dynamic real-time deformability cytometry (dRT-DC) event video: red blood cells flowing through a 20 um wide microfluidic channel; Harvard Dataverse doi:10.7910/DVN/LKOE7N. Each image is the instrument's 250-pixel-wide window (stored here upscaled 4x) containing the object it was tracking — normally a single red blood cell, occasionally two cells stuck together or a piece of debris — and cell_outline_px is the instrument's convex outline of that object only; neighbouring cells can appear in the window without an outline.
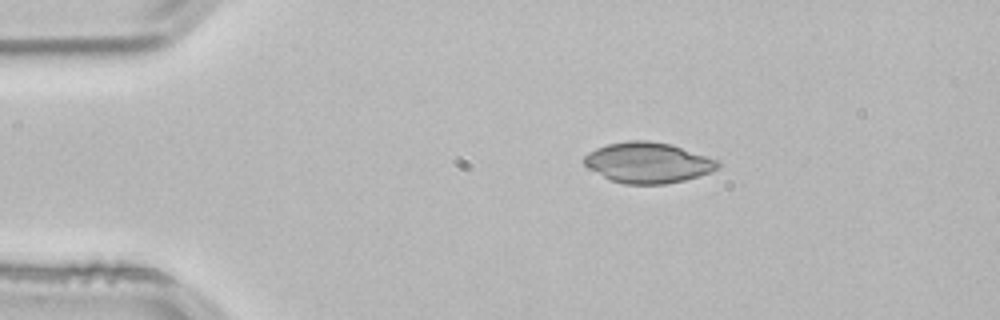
{"species": "common noctule bat (a hibernating species)", "species_latin": "Nyctalus noctula", "temperature_condition": "room temperature", "stored_images_in_passage": 44, "camera_frame_rate_fps": 3000, "um_per_image_px": 0.085, "animal": {"sex": "male", "body_mass_g": 21.5, "forearm_length_mm": 52.0}, "frame": {"image": 1, "passage_image": 1, "time_ms": 0.0, "image_size_px": [1000, 320], "cell_outline_px": [[720, 164], [716, 168], [700, 176], [684, 180], [664, 184], [624, 184], [612, 180], [588, 168], [584, 164], [584, 156], [588, 152], [596, 148], [608, 144], [628, 140], [648, 140], [672, 144], [720, 160]], "centroid_in_image_um": [55.08, 13.81], "position_along_channel_um": 29.9, "area_um2": 31.62}}
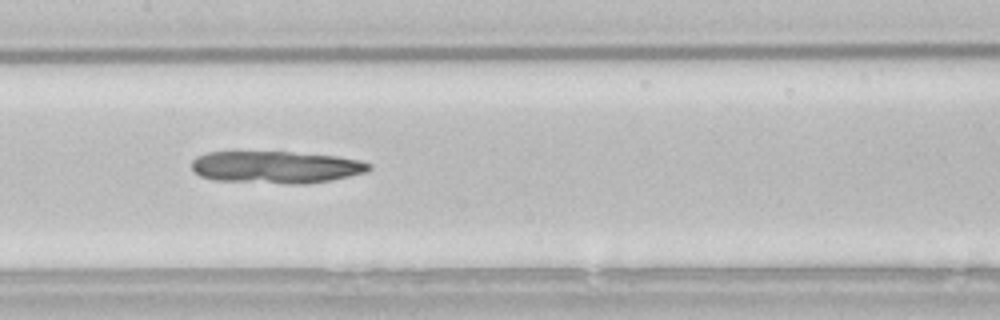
{"frame": {"image": 2, "passage_image": 17, "time_ms": 5.333, "image_size_px": [1000, 320], "cell_outline_px": [[372, 168], [368, 172], [332, 180], [308, 184], [288, 184], [212, 180], [200, 176], [192, 168], [192, 160], [196, 156], [208, 152], [292, 152], [336, 156], [360, 160], [372, 164]], "centroid_in_image_um": [23.49, 14.22], "position_along_channel_um": 183.9, "area_um2": 33.58}}
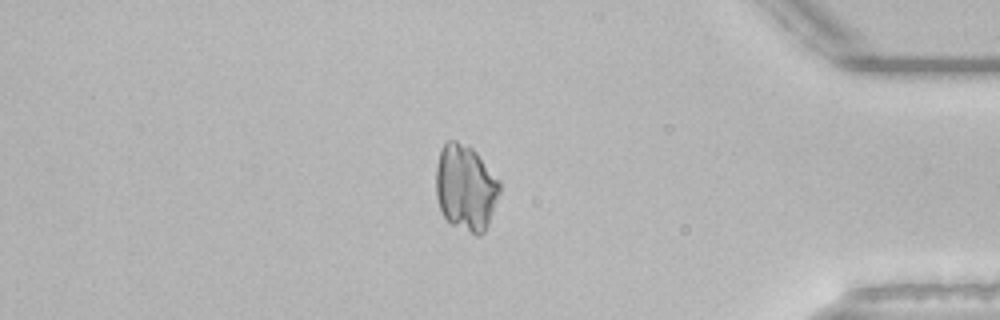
{"frame": {"image": 3, "passage_image": 36, "time_ms": 11.667, "image_size_px": [1000, 320], "cell_outline_px": [[500, 192], [488, 224], [484, 232], [480, 236], [476, 236], [452, 224], [444, 216], [440, 208], [436, 196], [436, 168], [440, 148], [448, 140], [456, 140], [468, 144], [476, 152], [500, 180]], "centroid_in_image_um": [39.58, 15.93], "position_along_channel_um": 395.6, "area_um2": 32.14}}